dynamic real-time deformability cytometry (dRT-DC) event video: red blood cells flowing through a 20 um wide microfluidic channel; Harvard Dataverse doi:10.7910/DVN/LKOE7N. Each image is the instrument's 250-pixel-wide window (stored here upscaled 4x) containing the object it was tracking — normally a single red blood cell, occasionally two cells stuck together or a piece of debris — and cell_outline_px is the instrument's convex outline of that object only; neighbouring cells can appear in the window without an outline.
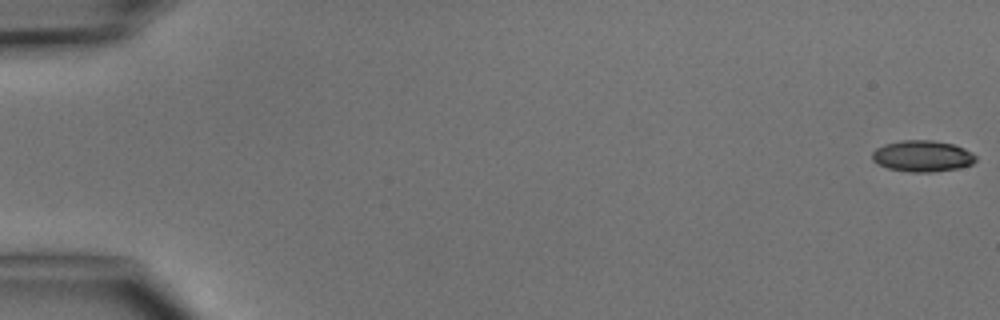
{"species": "common noctule bat (a hibernating species)", "species_latin": "Nyctalus noctula", "temperature_condition": "cold", "stored_images_in_passage": 4, "camera_frame_rate_fps": 3000, "um_per_image_px": 0.085, "animal": {"sex": "male", "body_mass_g": 15.6}, "frame": {"image": 1, "passage_image": 1, "time_ms": 0.0, "image_size_px": [1000, 320], "cell_outline_px": [[976, 160], [972, 164], [960, 168], [932, 172], [908, 172], [888, 168], [876, 164], [872, 160], [872, 152], [876, 148], [884, 144], [900, 140], [932, 140], [952, 144], [964, 148], [972, 152], [976, 156]], "centroid_in_image_um": [78.39, 13.27], "position_along_channel_um": 6.6, "area_um2": 19.07}}